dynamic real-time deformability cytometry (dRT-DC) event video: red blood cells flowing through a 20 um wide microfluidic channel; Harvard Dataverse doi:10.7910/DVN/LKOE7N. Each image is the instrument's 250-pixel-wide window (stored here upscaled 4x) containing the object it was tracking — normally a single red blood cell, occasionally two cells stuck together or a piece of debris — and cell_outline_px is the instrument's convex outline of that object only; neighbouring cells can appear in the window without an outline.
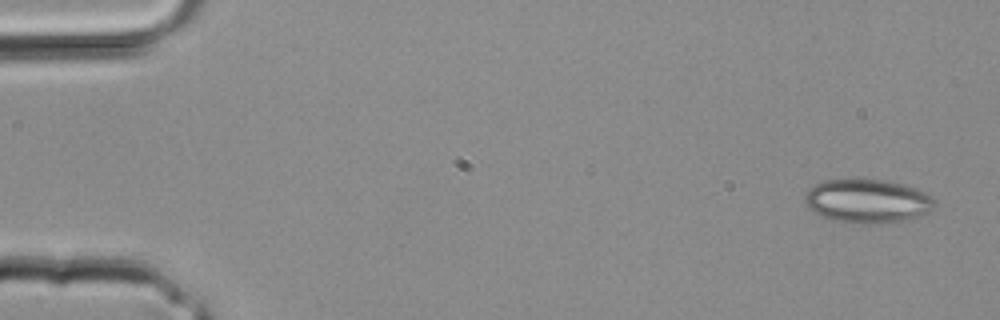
{"species": "common noctule bat (a hibernating species)", "species_latin": "Nyctalus noctula", "temperature_condition": "room temperature", "stored_images_in_passage": 2, "camera_frame_rate_fps": 3000, "um_per_image_px": 0.085, "animal": {"sex": "male", "body_mass_g": 20.4}, "frame": {"image": 1, "passage_image": 1, "time_ms": 0.0, "image_size_px": [1000, 320], "cell_outline_px": [[936, 208], [920, 216], [904, 220], [884, 224], [860, 224], [832, 220], [812, 212], [804, 204], [804, 196], [808, 188], [812, 184], [824, 180], [884, 180], [916, 188], [932, 196], [936, 200]], "centroid_in_image_um": [73.72, 17.11], "position_along_channel_um": 11.3, "area_um2": 33.58}}